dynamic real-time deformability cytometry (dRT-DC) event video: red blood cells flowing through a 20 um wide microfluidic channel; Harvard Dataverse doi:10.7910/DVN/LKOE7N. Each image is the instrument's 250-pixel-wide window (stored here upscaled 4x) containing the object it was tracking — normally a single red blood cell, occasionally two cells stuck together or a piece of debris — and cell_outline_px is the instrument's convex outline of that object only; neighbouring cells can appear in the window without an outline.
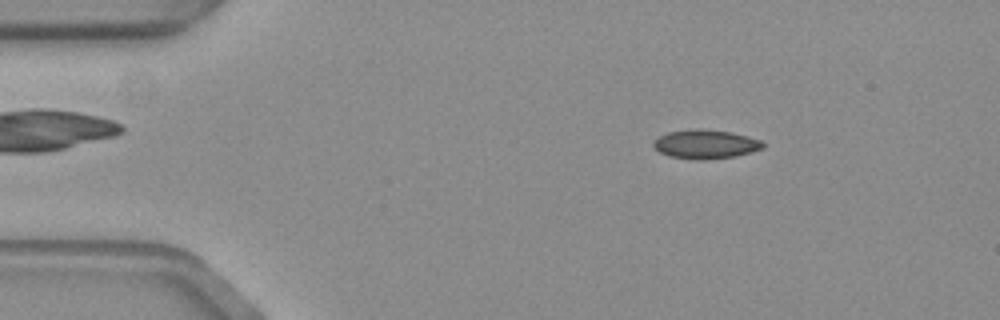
{"species": "common noctule bat (a hibernating species)", "species_latin": "Nyctalus noctula", "temperature_condition": "warm", "stored_images_in_passage": 56, "camera_frame_rate_fps": 3000, "um_per_image_px": 0.085, "animal": {"sex": "female", "body_mass_g": 19.3, "forearm_length_mm": 54.1}, "frame": {"image": 1, "passage_image": 7, "time_ms": 2.0, "image_size_px": [1000, 320], "cell_outline_px": [[764, 148], [736, 156], [700, 160], [672, 156], [660, 152], [652, 144], [660, 136], [668, 132], [732, 132], [748, 136], [760, 140], [764, 144]], "centroid_in_image_um": [60.04, 12.31], "position_along_channel_um": 25.0, "area_um2": 17.28}}
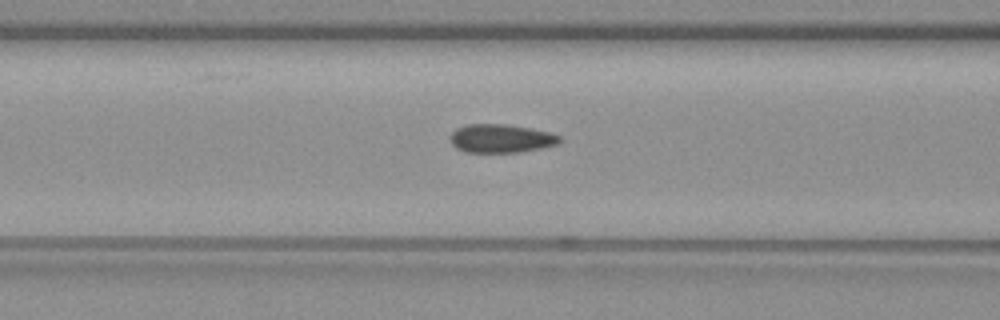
{"frame": {"image": 2, "passage_image": 21, "time_ms": 6.667, "image_size_px": [1000, 320], "cell_outline_px": [[564, 140], [556, 144], [540, 148], [520, 152], [464, 152], [456, 148], [452, 144], [448, 136], [456, 128], [464, 124], [504, 124], [532, 128], [548, 132], [560, 136]], "centroid_in_image_um": [42.55, 11.76], "position_along_channel_um": 124.1, "area_um2": 18.32}}
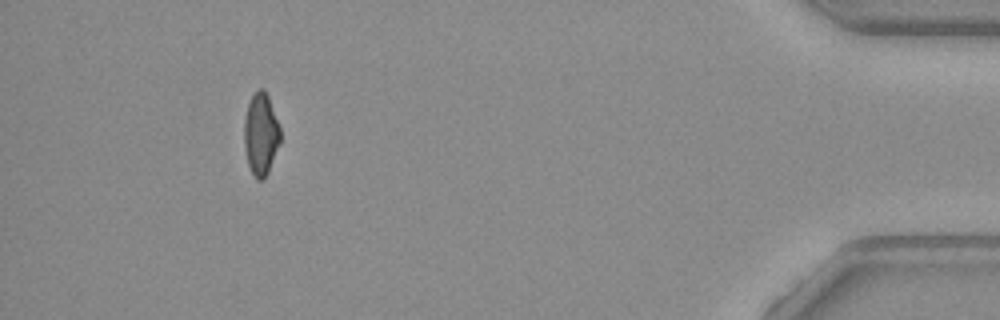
{"frame": {"image": 3, "passage_image": 51, "time_ms": 16.667, "image_size_px": [1000, 320], "cell_outline_px": [[280, 144], [268, 172], [264, 180], [256, 180], [248, 164], [244, 148], [244, 120], [248, 104], [252, 96], [260, 88], [264, 88], [268, 96], [280, 128]], "centroid_in_image_um": [22.17, 11.43], "position_along_channel_um": 413.0, "area_um2": 17.28}, "authors_computed_cell_mechanics": {"area_um2": 17.8313, "velocity_mm_per_s": 3.5699, "shape_relaxation_time_tau1_ms": null, "shape_relaxation_time_tau2_ms": 1.4402, "deformation_change_tau1": null, "deformation_change_tau2": 0.0752}}